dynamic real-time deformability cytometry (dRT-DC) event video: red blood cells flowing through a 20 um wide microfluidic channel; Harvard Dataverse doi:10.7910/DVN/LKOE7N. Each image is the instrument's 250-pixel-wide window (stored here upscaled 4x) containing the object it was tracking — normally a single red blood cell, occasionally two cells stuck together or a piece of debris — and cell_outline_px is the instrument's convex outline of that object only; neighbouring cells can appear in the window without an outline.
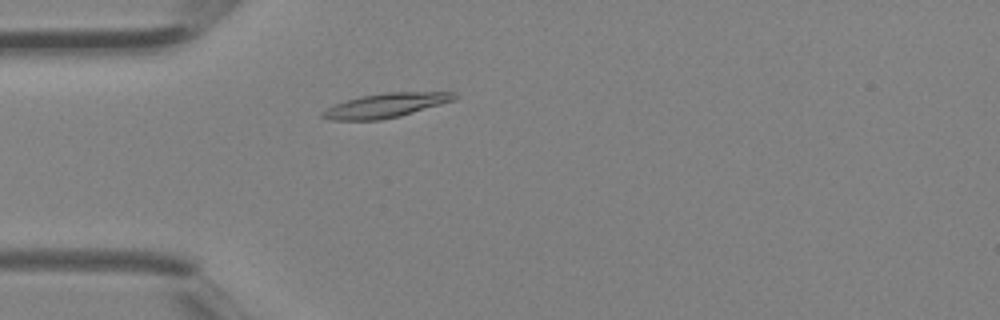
{"species": "Egyptian fruit bat (a non-hibernating species)", "species_latin": "Rousettus aegyptiacus", "temperature_condition": "room temperature", "stored_images_in_passage": 5, "camera_frame_rate_fps": 3000, "um_per_image_px": 0.085, "animal": {"sex": "female"}, "frame": {"image": 1, "passage_image": 5, "time_ms": 1.333, "image_size_px": [1000, 320], "cell_outline_px": [[460, 96], [456, 100], [400, 116], [380, 120], [332, 120], [320, 116], [320, 112], [336, 104], [360, 96], [388, 92], [456, 92]], "centroid_in_image_um": [32.85, 8.95], "position_along_channel_um": 52.2, "area_um2": 18.67}}